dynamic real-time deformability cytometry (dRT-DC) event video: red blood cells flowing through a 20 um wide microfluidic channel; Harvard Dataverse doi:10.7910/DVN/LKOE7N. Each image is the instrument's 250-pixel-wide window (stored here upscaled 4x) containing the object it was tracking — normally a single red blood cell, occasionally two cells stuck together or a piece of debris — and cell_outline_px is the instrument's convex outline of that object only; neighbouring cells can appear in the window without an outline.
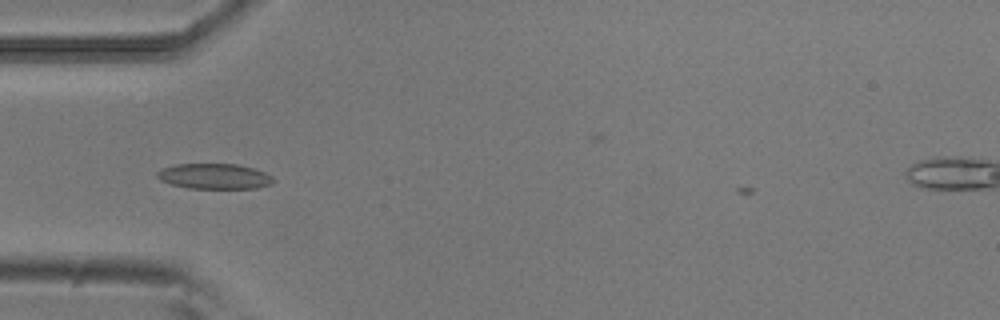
{"species": "common noctule bat (a hibernating species)", "species_latin": "Nyctalus noctula", "temperature_condition": "room temperature", "stored_images_in_passage": 36, "camera_frame_rate_fps": 3000, "um_per_image_px": 0.085, "animal": {"sex": "male", "body_mass_g": 20.5, "forearm_length_mm": 52.5}, "frame": {"image": 1, "passage_image": 2, "time_ms": 0.333, "image_size_px": [1000, 320], "cell_outline_px": [[276, 180], [272, 184], [256, 188], [188, 188], [172, 184], [160, 180], [156, 176], [156, 172], [164, 168], [176, 164], [236, 164], [252, 168], [264, 172], [272, 176]], "centroid_in_image_um": [18.24, 14.98], "position_along_channel_um": 66.8, "area_um2": 17.11}}
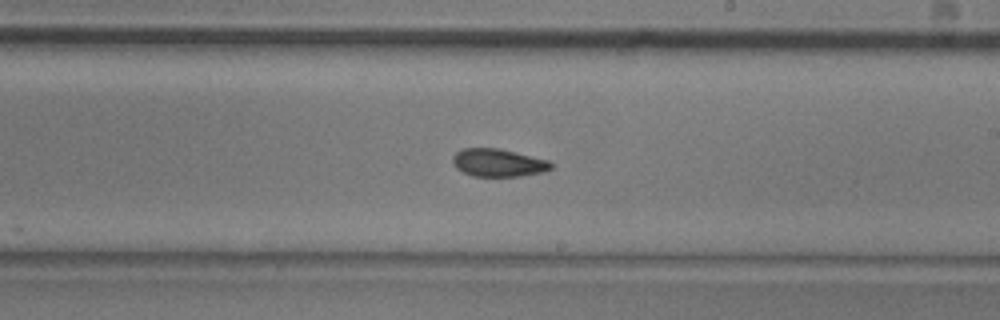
{"frame": {"image": 2, "passage_image": 16, "time_ms": 5.0, "image_size_px": [1000, 320], "cell_outline_px": [[556, 164], [552, 168], [544, 172], [520, 176], [472, 176], [456, 168], [452, 160], [452, 156], [456, 152], [464, 148], [500, 148], [548, 160]], "centroid_in_image_um": [42.38, 13.83], "position_along_channel_um": 246.6, "area_um2": 16.07}}
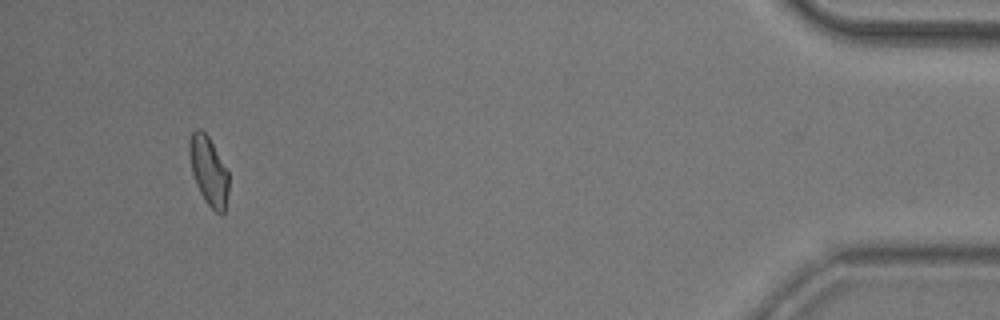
{"frame": {"image": 3, "passage_image": 35, "time_ms": 11.333, "image_size_px": [1000, 320], "cell_outline_px": [[228, 192], [224, 212], [220, 216], [204, 200], [196, 184], [192, 172], [188, 152], [188, 144], [192, 132], [196, 128], [200, 128], [208, 136], [228, 172]], "centroid_in_image_um": [17.72, 14.52], "position_along_channel_um": 417.5, "area_um2": 15.66}}